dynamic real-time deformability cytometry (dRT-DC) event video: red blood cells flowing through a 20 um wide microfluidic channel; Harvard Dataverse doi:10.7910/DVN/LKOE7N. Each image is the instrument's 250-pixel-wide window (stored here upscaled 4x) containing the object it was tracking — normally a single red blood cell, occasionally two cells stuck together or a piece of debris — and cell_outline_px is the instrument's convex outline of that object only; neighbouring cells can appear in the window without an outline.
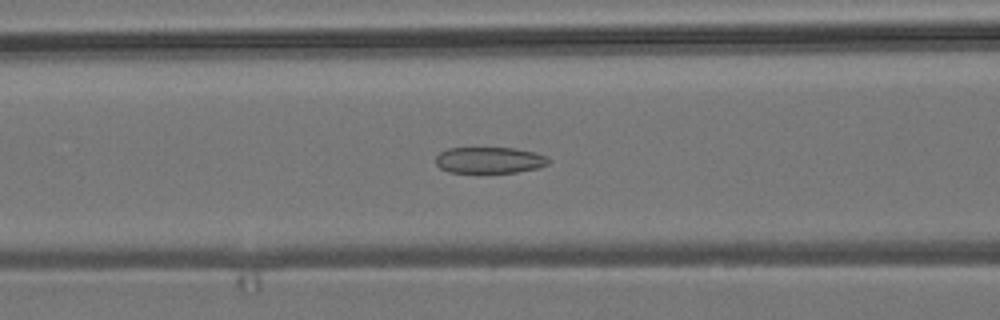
{"species": "common noctule bat (a hibernating species)", "species_latin": "Nyctalus noctula", "temperature_condition": "room temperature", "stored_images_in_passage": 53, "camera_frame_rate_fps": 3000, "um_per_image_px": 0.085, "animal": {"sex": "male", "body_mass_g": 19.2, "forearm_length_mm": 51.8}, "frame": {"image": 1, "passage_image": 21, "time_ms": 6.667, "image_size_px": [1000, 320], "cell_outline_px": [[552, 160], [548, 164], [540, 168], [516, 172], [448, 172], [440, 168], [436, 164], [436, 156], [440, 152], [448, 148], [516, 148], [536, 152], [548, 156]], "centroid_in_image_um": [41.66, 13.6], "position_along_channel_um": 124.9, "area_um2": 17.46}}
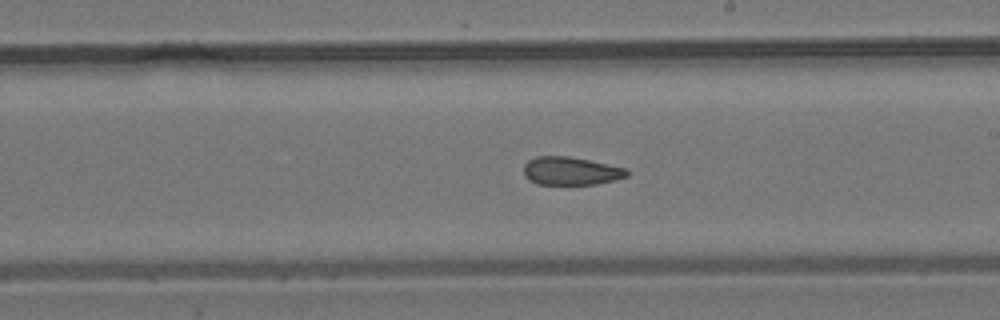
{"frame": {"image": 2, "passage_image": 30, "time_ms": 9.667, "image_size_px": [1000, 320], "cell_outline_px": [[628, 176], [596, 184], [536, 184], [528, 180], [524, 176], [524, 164], [528, 160], [536, 156], [568, 156], [628, 168]], "centroid_in_image_um": [48.49, 14.53], "position_along_channel_um": 240.5, "area_um2": 16.94}}
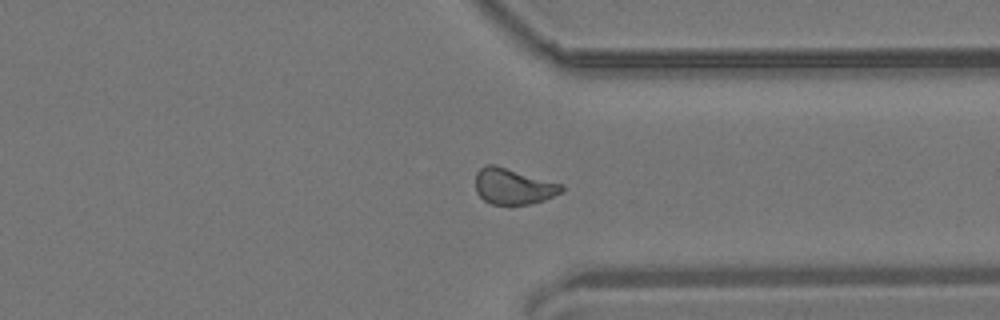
{"frame": {"image": 3, "passage_image": 40, "time_ms": 13.0, "image_size_px": [1000, 320], "cell_outline_px": [[564, 188], [560, 192], [544, 200], [532, 204], [512, 208], [492, 204], [484, 200], [476, 192], [476, 172], [484, 164], [496, 164], [564, 184]], "centroid_in_image_um": [43.62, 15.86], "position_along_channel_um": 367.8, "area_um2": 18.79}, "authors_computed_cell_mechanics": {"area_um2": 18.3804, "velocity_mm_per_s": 3.8587, "shape_relaxation_time_tau1_ms": null, "shape_relaxation_time_tau2_ms": 2.4761, "deformation_change_tau1": null, "deformation_change_tau2": 0.0672}}